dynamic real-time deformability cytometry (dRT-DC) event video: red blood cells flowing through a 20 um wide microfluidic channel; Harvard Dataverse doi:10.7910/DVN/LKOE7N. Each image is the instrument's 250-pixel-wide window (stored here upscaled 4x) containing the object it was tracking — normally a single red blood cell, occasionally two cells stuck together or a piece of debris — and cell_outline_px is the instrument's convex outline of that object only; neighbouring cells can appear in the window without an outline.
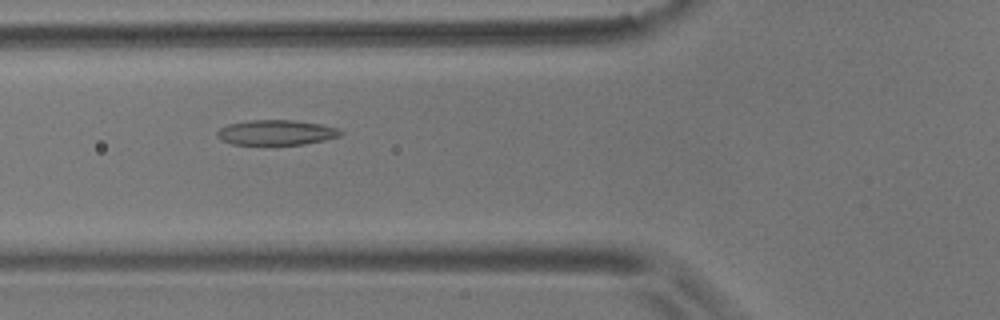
{"species": "common noctule bat (a hibernating species)", "species_latin": "Nyctalus noctula", "temperature_condition": "room temperature", "stored_images_in_passage": 7, "camera_frame_rate_fps": 3000, "um_per_image_px": 0.085, "animal": {"sex": "male", "body_mass_g": 17.9}, "frame": {"image": 1, "passage_image": 5, "time_ms": 1.333, "image_size_px": [1000, 320], "cell_outline_px": [[344, 132], [340, 136], [324, 140], [304, 144], [232, 144], [220, 140], [216, 136], [216, 132], [220, 128], [228, 124], [248, 120], [292, 120], [320, 124], [340, 128]], "centroid_in_image_um": [23.48, 11.26], "position_along_channel_um": 102.3, "area_um2": 18.09}}
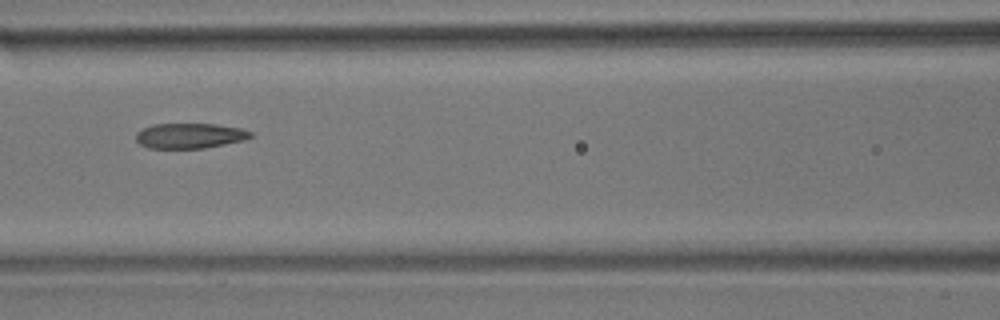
{"frame": {"image": 2, "passage_image": 6, "time_ms": 1.667, "image_size_px": [1000, 320], "cell_outline_px": [[252, 136], [244, 140], [204, 148], [148, 148], [140, 144], [136, 140], [136, 132], [152, 124], [216, 124], [240, 128], [252, 132]], "centroid_in_image_um": [16.11, 11.53], "position_along_channel_um": 150.5, "area_um2": 16.76}}
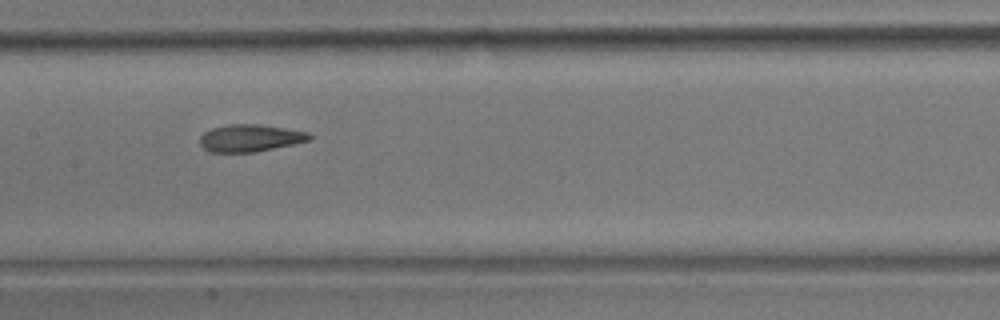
{"frame": {"image": 3, "passage_image": 7, "time_ms": 2.0, "image_size_px": [1000, 320], "cell_outline_px": [[312, 140], [256, 152], [212, 152], [204, 148], [200, 144], [200, 136], [204, 132], [212, 128], [228, 124], [256, 124], [284, 128], [308, 132], [312, 136]], "centroid_in_image_um": [21.27, 11.73], "position_along_channel_um": 186.1, "area_um2": 17.34}}